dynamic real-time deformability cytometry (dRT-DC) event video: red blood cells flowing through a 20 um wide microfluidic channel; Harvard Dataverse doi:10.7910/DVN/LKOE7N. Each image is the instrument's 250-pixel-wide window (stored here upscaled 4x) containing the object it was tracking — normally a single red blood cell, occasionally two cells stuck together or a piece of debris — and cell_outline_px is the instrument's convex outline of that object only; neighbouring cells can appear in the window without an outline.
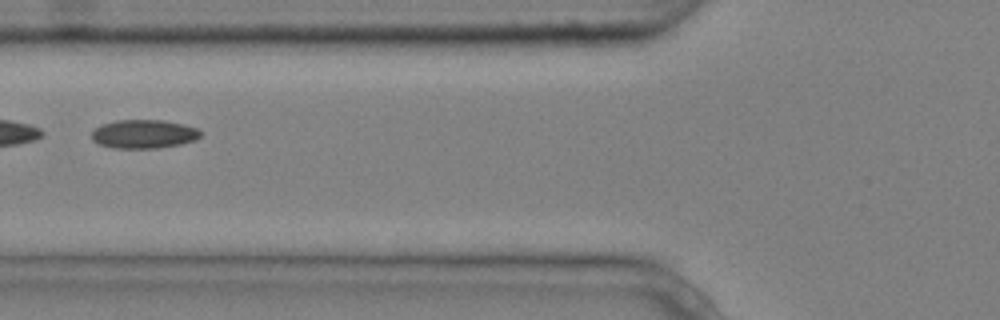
{"species": "common noctule bat (a hibernating species)", "species_latin": "Nyctalus noctula", "temperature_condition": "cold", "stored_images_in_passage": 8, "segment_of_instrument_passage": [2, 2], "camera_frame_rate_fps": 3000, "um_per_image_px": 0.085, "animal": {"sex": "male", "body_mass_g": 20.4}, "frame": {"image": 1, "passage_image": 6, "time_ms": 1.667, "image_size_px": [1000, 320], "cell_outline_px": [[200, 136], [196, 140], [180, 144], [156, 148], [112, 148], [100, 144], [92, 140], [92, 132], [100, 124], [116, 120], [164, 120], [184, 124], [196, 128], [200, 132]], "centroid_in_image_um": [12.21, 11.38], "position_along_channel_um": 113.6, "area_um2": 18.21}}